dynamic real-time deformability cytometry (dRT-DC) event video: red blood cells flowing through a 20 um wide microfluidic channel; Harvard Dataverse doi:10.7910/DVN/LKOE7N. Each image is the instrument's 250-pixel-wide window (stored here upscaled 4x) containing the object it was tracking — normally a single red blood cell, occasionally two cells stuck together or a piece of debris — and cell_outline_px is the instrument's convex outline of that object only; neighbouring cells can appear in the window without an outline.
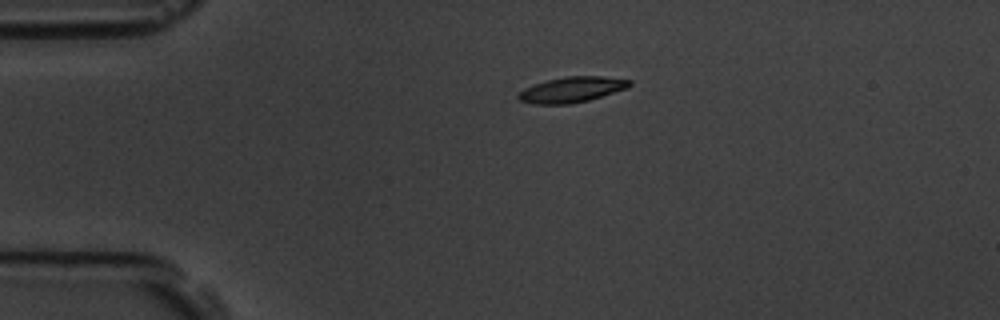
{"species": "common noctule bat (a hibernating species)", "species_latin": "Nyctalus noctula", "temperature_condition": "room temperature", "stored_images_in_passage": 2, "camera_frame_rate_fps": 3000, "um_per_image_px": 0.085, "animal": {"sex": "male", "body_mass_g": 19.5, "forearm_length_mm": 54.6}, "frame": {"image": 1, "passage_image": 1, "time_ms": 0.0, "image_size_px": [1000, 320], "cell_outline_px": [[632, 84], [628, 88], [588, 100], [568, 104], [532, 104], [520, 100], [516, 96], [524, 88], [548, 80], [568, 76], [604, 76], [632, 80]], "centroid_in_image_um": [48.63, 7.61], "position_along_channel_um": 36.4, "area_um2": 16.42}}